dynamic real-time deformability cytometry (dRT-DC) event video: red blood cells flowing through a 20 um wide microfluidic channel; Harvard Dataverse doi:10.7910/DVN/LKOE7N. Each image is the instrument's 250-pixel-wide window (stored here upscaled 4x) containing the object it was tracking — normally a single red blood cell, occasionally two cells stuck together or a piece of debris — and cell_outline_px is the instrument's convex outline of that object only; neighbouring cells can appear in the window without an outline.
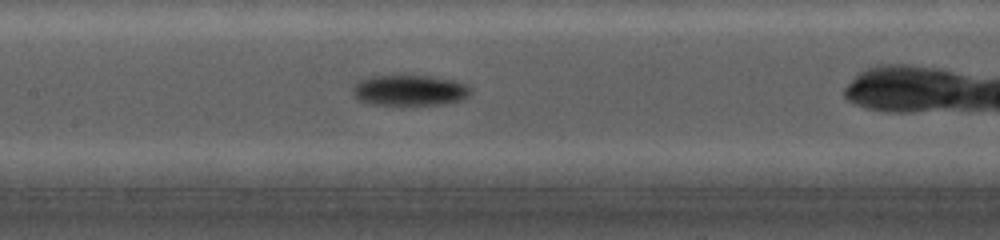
{"species": "common noctule bat (a hibernating species)", "species_latin": "Nyctalus noctula", "temperature_condition": "cold", "stored_images_in_passage": 38, "camera_frame_rate_fps": 5000, "um_per_image_px": 0.085, "animal": {"sex": "female", "body_mass_g": 19.0, "forearm_length_mm": 56.7}, "frame": {"image": 1, "passage_image": 11, "time_ms": 2.8, "image_size_px": [1000, 240], "cell_outline_px": [[472, 92], [464, 100], [440, 104], [400, 108], [368, 104], [352, 96], [352, 88], [356, 80], [368, 76], [392, 72], [404, 72], [432, 76], [456, 80], [468, 84], [472, 88]], "centroid_in_image_um": [34.76, 7.66], "position_along_channel_um": 172.6, "area_um2": 23.58}}
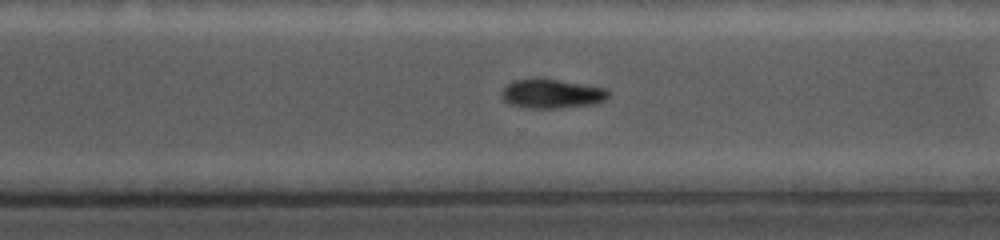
{"frame": {"image": 2, "passage_image": 25, "time_ms": 6.8, "image_size_px": [1000, 240], "cell_outline_px": [[612, 92], [604, 100], [596, 104], [556, 108], [528, 108], [512, 104], [504, 100], [500, 96], [500, 92], [512, 80], [560, 80], [608, 88]], "centroid_in_image_um": [46.96, 7.98], "position_along_channel_um": 323.6, "area_um2": 17.98}}
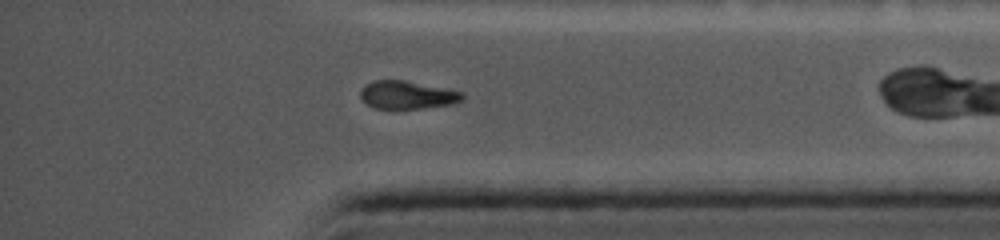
{"frame": {"image": 3, "passage_image": 33, "time_ms": 8.8, "image_size_px": [1000, 240], "cell_outline_px": [[464, 100], [456, 104], [420, 108], [372, 108], [360, 96], [360, 92], [372, 80], [404, 80], [464, 92]], "centroid_in_image_um": [34.68, 8.07], "position_along_channel_um": 400.5, "area_um2": 16.53}}